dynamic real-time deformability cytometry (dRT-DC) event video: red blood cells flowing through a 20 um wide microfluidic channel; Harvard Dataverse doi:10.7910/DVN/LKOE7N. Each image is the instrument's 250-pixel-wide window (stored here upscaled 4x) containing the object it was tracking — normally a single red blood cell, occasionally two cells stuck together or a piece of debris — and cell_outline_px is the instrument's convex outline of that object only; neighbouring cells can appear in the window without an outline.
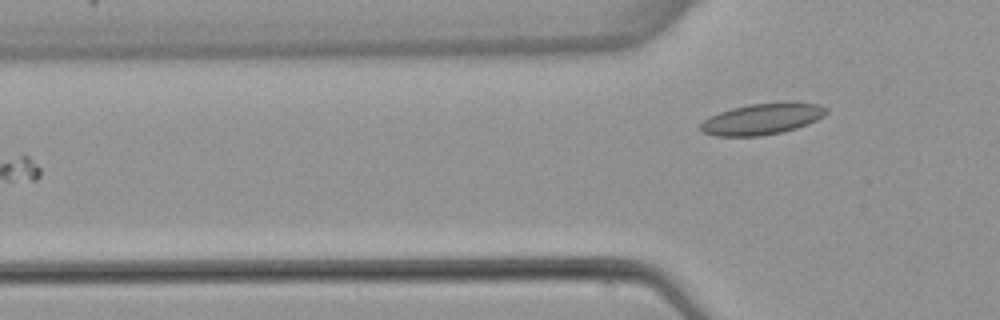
{"species": "common noctule bat (a hibernating species)", "species_latin": "Nyctalus noctula", "temperature_condition": "warm", "stored_images_in_passage": 6, "camera_frame_rate_fps": 3000, "um_per_image_px": 0.085, "animal": {"sex": "female", "body_mass_g": 22.7, "forearm_length_mm": 54.2}, "frame": {"image": 1, "passage_image": 6, "time_ms": 6.333, "image_size_px": [1000, 320], "cell_outline_px": [[828, 112], [824, 116], [808, 124], [796, 128], [780, 132], [760, 136], [716, 136], [700, 132], [700, 124], [704, 120], [720, 112], [732, 108], [748, 104], [820, 104], [828, 108]], "centroid_in_image_um": [64.74, 10.14], "position_along_channel_um": 61.1, "area_um2": 22.25}}